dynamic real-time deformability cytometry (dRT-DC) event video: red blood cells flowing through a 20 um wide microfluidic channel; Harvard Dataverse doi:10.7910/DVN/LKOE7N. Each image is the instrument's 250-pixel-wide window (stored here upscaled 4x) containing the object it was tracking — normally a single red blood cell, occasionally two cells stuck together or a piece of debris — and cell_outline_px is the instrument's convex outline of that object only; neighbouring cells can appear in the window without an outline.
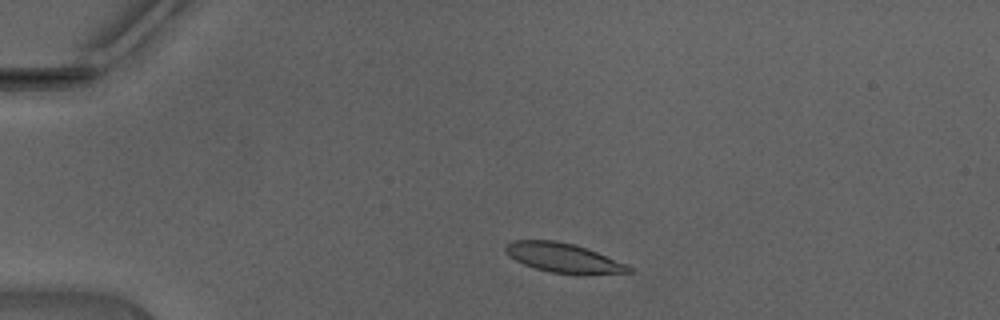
{"species": "Egyptian fruit bat (a non-hibernating species)", "species_latin": "Rousettus aegyptiacus", "temperature_condition": "warm", "stored_images_in_passage": 41, "camera_frame_rate_fps": 3000, "um_per_image_px": 0.085, "animal": {"sex": "male"}, "frame": {"image": 1, "passage_image": 5, "time_ms": 1.333, "image_size_px": [1000, 320], "cell_outline_px": [[632, 272], [552, 272], [536, 268], [524, 264], [508, 256], [504, 252], [504, 244], [512, 240], [556, 240], [572, 244], [596, 252], [628, 264], [632, 268]], "centroid_in_image_um": [47.77, 21.86], "position_along_channel_um": 37.2, "area_um2": 20.29}}
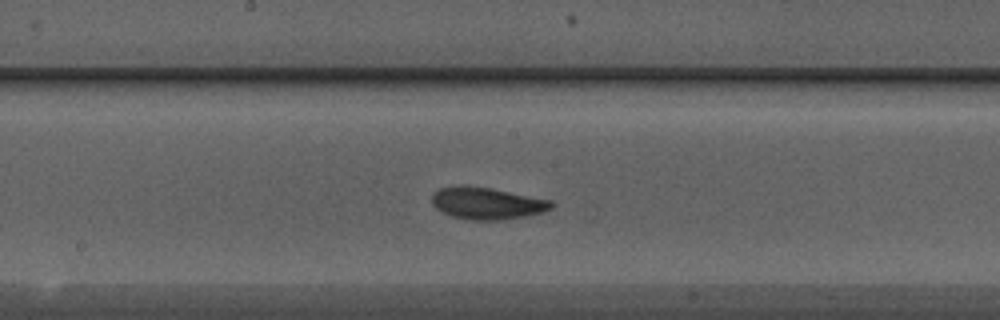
{"frame": {"image": 2, "passage_image": 20, "time_ms": 6.333, "image_size_px": [1000, 320], "cell_outline_px": [[556, 204], [552, 208], [540, 212], [524, 216], [496, 220], [472, 220], [452, 216], [436, 208], [432, 204], [432, 192], [440, 188], [460, 184], [464, 184], [488, 188], [552, 200]], "centroid_in_image_um": [41.36, 17.26], "position_along_channel_um": 206.8, "area_um2": 22.14}}
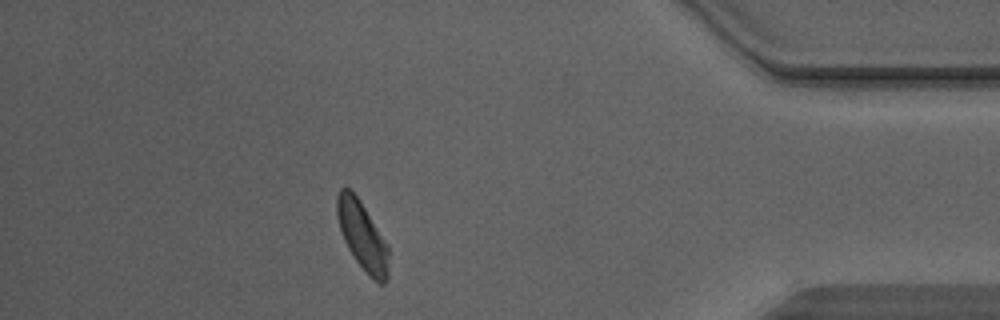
{"frame": {"image": 3, "passage_image": 36, "time_ms": 11.667, "image_size_px": [1000, 320], "cell_outline_px": [[388, 276], [384, 284], [380, 284], [368, 276], [356, 260], [348, 248], [344, 240], [336, 216], [336, 196], [340, 188], [348, 188], [360, 200], [388, 244]], "centroid_in_image_um": [30.8, 20.05], "position_along_channel_um": 404.4, "area_um2": 20.58}, "authors_computed_cell_mechanics": {"area_um2": 21.386, "velocity_mm_per_s": 4.4243, "shape_relaxation_time_tau1_ms": 2.5969, "shape_relaxation_time_tau2_ms": 1.769, "deformation_change_tau1": 0.0922, "deformation_change_tau2": 0.069}}